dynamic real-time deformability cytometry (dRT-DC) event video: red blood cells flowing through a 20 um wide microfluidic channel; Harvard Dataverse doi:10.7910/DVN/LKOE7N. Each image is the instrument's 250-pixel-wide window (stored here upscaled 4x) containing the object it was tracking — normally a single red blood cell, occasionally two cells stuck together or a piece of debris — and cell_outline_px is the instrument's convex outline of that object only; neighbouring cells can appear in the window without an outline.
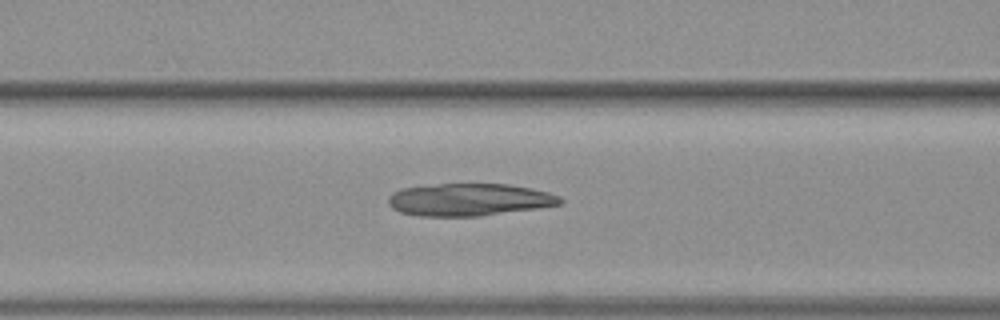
{"species": "common noctule bat (a hibernating species)", "species_latin": "Nyctalus noctula", "temperature_condition": "warm", "stored_images_in_passage": 51, "camera_frame_rate_fps": 3000, "um_per_image_px": 0.085, "animal": {"sex": "female", "body_mass_g": 19.3, "forearm_length_mm": 54.1}, "frame": {"image": 1, "passage_image": 19, "time_ms": 6.0, "image_size_px": [1000, 320], "cell_outline_px": [[564, 200], [560, 204], [540, 208], [480, 216], [420, 216], [400, 212], [392, 208], [388, 204], [388, 196], [392, 192], [400, 188], [440, 184], [508, 184], [532, 188], [548, 192], [560, 196]], "centroid_in_image_um": [39.88, 16.97], "position_along_channel_um": 126.7, "area_um2": 32.66}}
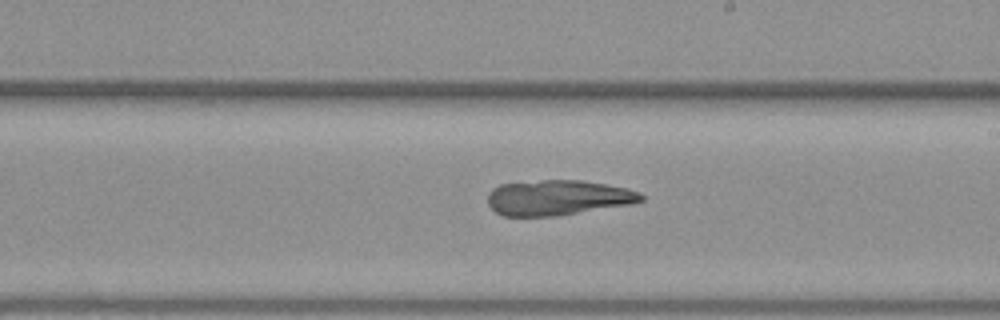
{"frame": {"image": 2, "passage_image": 28, "time_ms": 9.0, "image_size_px": [1000, 320], "cell_outline_px": [[644, 200], [632, 204], [556, 216], [504, 216], [496, 212], [488, 204], [488, 192], [492, 188], [500, 184], [540, 180], [580, 180], [604, 184], [624, 188], [640, 192], [644, 196]], "centroid_in_image_um": [47.4, 16.8], "position_along_channel_um": 241.6, "area_um2": 31.5}}
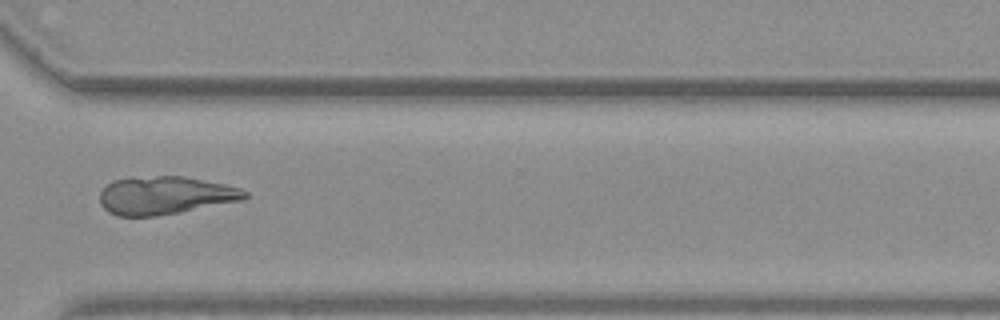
{"frame": {"image": 3, "passage_image": 37, "time_ms": 12.0, "image_size_px": [1000, 320], "cell_outline_px": [[248, 196], [244, 200], [180, 212], [156, 216], [116, 216], [108, 212], [100, 204], [100, 192], [112, 180], [156, 176], [184, 176], [224, 184], [240, 188], [248, 192]], "centroid_in_image_um": [14.05, 16.62], "position_along_channel_um": 356.5, "area_um2": 32.08}}